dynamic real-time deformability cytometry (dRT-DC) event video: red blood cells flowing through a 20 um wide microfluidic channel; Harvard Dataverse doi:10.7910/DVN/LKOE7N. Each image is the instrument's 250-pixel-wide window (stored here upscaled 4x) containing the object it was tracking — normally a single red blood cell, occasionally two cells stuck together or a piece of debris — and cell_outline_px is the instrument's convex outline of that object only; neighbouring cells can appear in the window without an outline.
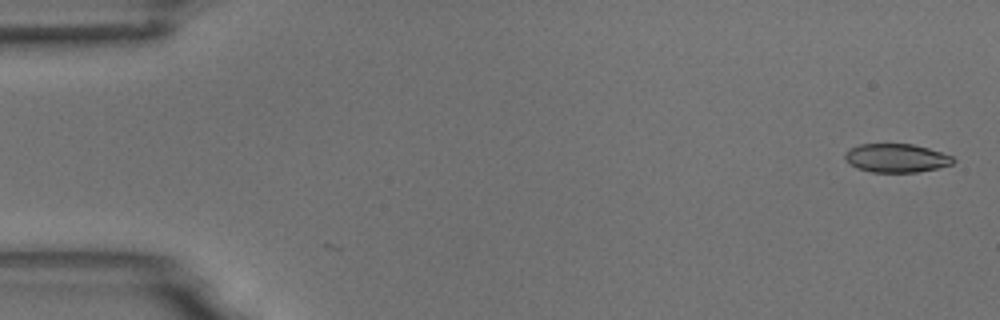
{"species": "common noctule bat (a hibernating species)", "species_latin": "Nyctalus noctula", "temperature_condition": "room temperature", "stored_images_in_passage": 6, "segment_of_instrument_passage": [1, 2], "camera_frame_rate_fps": 3000, "um_per_image_px": 0.085, "animal": {"sex": "male", "body_mass_g": 18.8}, "frame": {"image": 1, "passage_image": 1, "time_ms": 0.0, "image_size_px": [1000, 320], "cell_outline_px": [[956, 160], [952, 164], [936, 168], [916, 172], [872, 172], [856, 168], [844, 156], [848, 148], [860, 144], [912, 144], [928, 148], [952, 156]], "centroid_in_image_um": [76.18, 13.43], "position_along_channel_um": 8.8, "area_um2": 17.86}}